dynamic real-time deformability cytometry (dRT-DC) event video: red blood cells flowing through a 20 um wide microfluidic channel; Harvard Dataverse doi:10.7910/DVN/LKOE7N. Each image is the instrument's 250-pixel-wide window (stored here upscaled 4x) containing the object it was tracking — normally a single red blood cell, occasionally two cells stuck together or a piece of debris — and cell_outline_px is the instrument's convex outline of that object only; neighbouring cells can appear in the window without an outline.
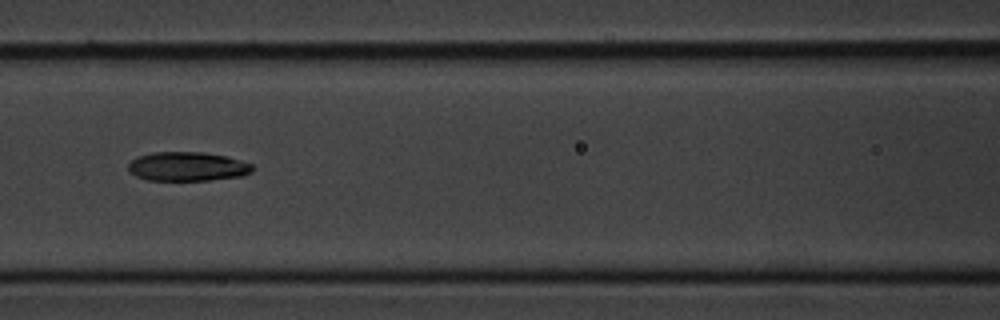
{"species": "common noctule bat (a hibernating species)", "species_latin": "Nyctalus noctula", "temperature_condition": "cold", "stored_images_in_passage": 4, "camera_frame_rate_fps": 3000, "um_per_image_px": 0.085, "animal": {"sex": "male", "body_mass_g": 20.1, "forearm_length_mm": 53.5}, "frame": {"image": 1, "passage_image": 4, "time_ms": 3.667, "image_size_px": [1000, 320], "cell_outline_px": [[252, 172], [244, 176], [208, 180], [148, 180], [136, 176], [128, 172], [128, 164], [132, 160], [140, 156], [152, 152], [200, 152], [228, 156], [252, 164]], "centroid_in_image_um": [15.94, 14.15], "position_along_channel_um": 150.7, "area_um2": 21.1}}